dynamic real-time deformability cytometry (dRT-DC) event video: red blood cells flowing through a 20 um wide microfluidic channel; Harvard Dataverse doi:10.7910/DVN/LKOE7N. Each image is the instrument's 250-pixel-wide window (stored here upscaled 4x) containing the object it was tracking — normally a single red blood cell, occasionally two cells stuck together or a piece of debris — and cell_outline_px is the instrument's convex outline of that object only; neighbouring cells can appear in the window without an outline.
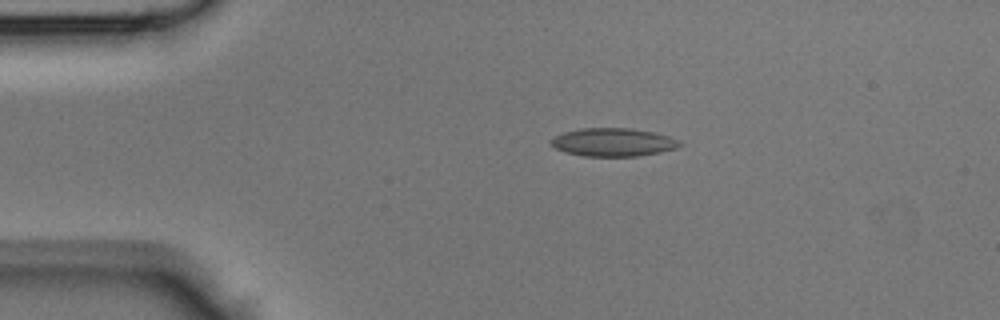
{"species": "Egyptian fruit bat (a non-hibernating species)", "species_latin": "Rousettus aegyptiacus", "temperature_condition": "room temperature", "stored_images_in_passage": 42, "camera_frame_rate_fps": 3000, "um_per_image_px": 0.085, "animal": {"sex": "male"}, "frame": {"image": 1, "passage_image": 8, "time_ms": 2.333, "image_size_px": [1000, 320], "cell_outline_px": [[684, 144], [676, 148], [660, 152], [636, 156], [584, 156], [564, 152], [556, 148], [552, 144], [552, 140], [556, 136], [564, 132], [580, 128], [628, 128], [652, 132], [668, 136], [680, 140]], "centroid_in_image_um": [52.15, 12.09], "position_along_channel_um": 32.9, "area_um2": 20.98}}
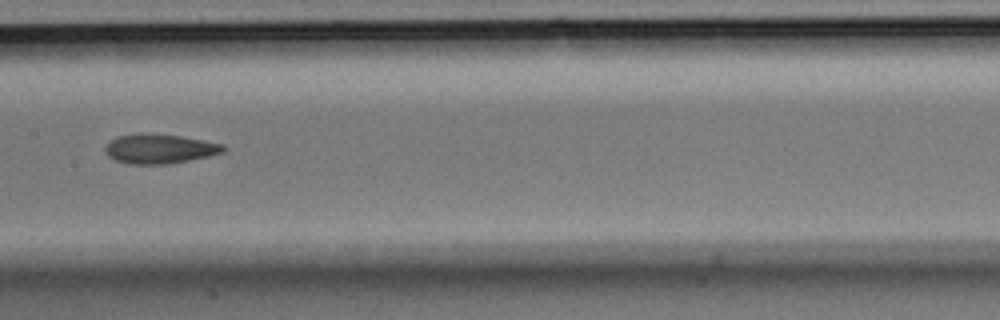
{"frame": {"image": 2, "passage_image": 21, "time_ms": 6.667, "image_size_px": [1000, 320], "cell_outline_px": [[228, 148], [224, 152], [208, 156], [168, 164], [128, 164], [116, 160], [108, 156], [104, 148], [112, 140], [120, 136], [180, 136], [204, 140], [224, 144]], "centroid_in_image_um": [13.65, 12.7], "position_along_channel_um": 193.8, "area_um2": 19.42}}
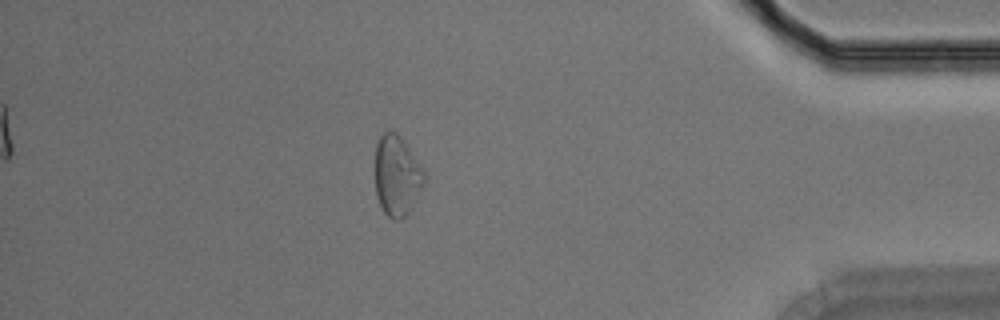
{"frame": {"image": 3, "passage_image": 37, "time_ms": 12.0, "image_size_px": [1000, 320], "cell_outline_px": [[428, 176], [424, 184], [408, 212], [400, 220], [392, 220], [384, 212], [376, 196], [376, 144], [380, 136], [388, 128], [396, 132], [400, 136]], "centroid_in_image_um": [33.74, 14.92], "position_along_channel_um": 401.5, "area_um2": 22.95}}